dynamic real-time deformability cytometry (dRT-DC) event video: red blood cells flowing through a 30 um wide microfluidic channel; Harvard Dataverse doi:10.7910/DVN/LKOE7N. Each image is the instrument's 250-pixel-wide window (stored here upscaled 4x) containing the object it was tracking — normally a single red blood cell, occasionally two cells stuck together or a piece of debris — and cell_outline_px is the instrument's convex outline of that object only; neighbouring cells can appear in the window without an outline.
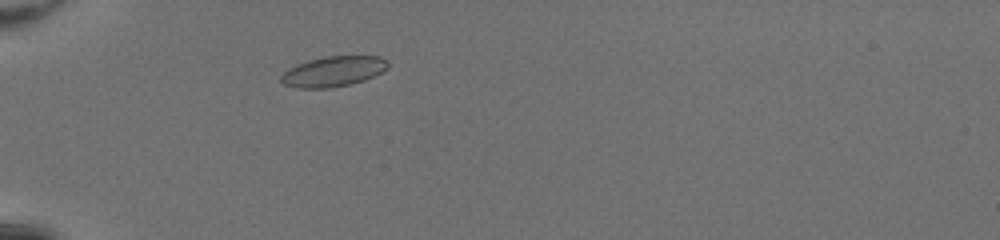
{"species": "common noctule bat (a hibernating species)", "species_latin": "Nyctalus noctula", "temperature_condition": "room temperature", "stored_images_in_passage": 39, "camera_frame_rate_fps": 3000, "um_per_image_px": 0.085, "animal": {"sex": "female", "body_mass_g": 20.0, "forearm_length_mm": 54.0}, "frame": {"image": 1, "passage_image": 6, "time_ms": 1.667, "image_size_px": [1000, 240], "cell_outline_px": [[388, 68], [364, 80], [352, 84], [328, 88], [296, 88], [284, 84], [280, 80], [280, 76], [288, 68], [296, 64], [308, 60], [324, 56], [380, 56], [388, 64]], "centroid_in_image_um": [28.28, 6.07], "position_along_channel_um": 56.7, "area_um2": 18.84}}
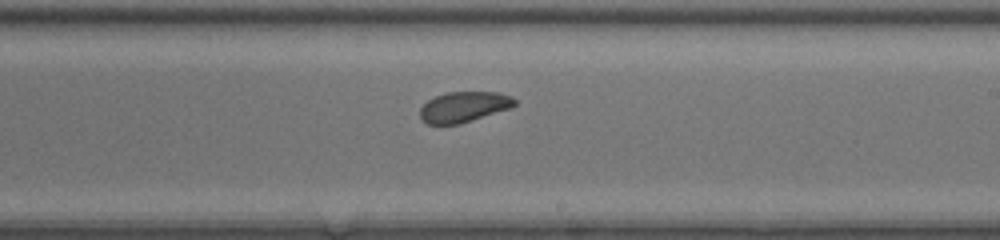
{"frame": {"image": 2, "passage_image": 21, "time_ms": 6.667, "image_size_px": [1000, 240], "cell_outline_px": [[516, 104], [512, 108], [460, 124], [428, 124], [420, 116], [420, 108], [428, 100], [436, 96], [448, 92], [500, 92], [512, 96], [516, 100]], "centroid_in_image_um": [39.48, 9.08], "position_along_channel_um": 249.5, "area_um2": 16.88}}
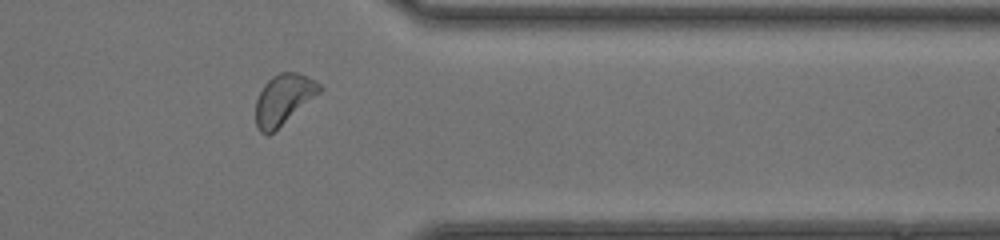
{"frame": {"image": 3, "passage_image": 31, "time_ms": 10.0, "image_size_px": [1000, 240], "cell_outline_px": [[324, 88], [320, 92], [268, 136], [260, 132], [256, 128], [256, 100], [264, 84], [272, 76], [280, 72], [296, 72], [308, 76], [316, 80]], "centroid_in_image_um": [24.09, 8.43], "position_along_channel_um": 387.3, "area_um2": 18.61}, "authors_computed_cell_mechanics": {"area_um2": 18.4382, "velocity_mm_per_s": 4.2652, "shape_relaxation_time_tau1_ms": 1.8764, "shape_relaxation_time_tau2_ms": 2.964, "deformation_change_tau1": 0.0536, "deformation_change_tau2": 0.0859}}